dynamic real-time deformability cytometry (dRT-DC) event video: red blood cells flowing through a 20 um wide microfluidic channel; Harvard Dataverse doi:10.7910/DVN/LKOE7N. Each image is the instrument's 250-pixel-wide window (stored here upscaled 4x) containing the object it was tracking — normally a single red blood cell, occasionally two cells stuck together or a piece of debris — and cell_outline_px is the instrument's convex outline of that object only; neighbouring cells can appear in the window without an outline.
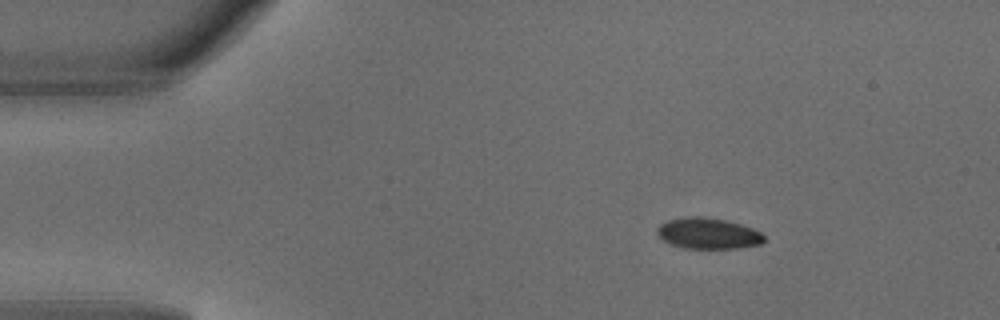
{"species": "common noctule bat (a hibernating species)", "species_latin": "Nyctalus noctula", "temperature_condition": "warm", "stored_images_in_passage": 4, "camera_frame_rate_fps": 3000, "um_per_image_px": 0.085, "animal": {"sex": "male", "body_mass_g": 18.8}, "frame": {"image": 1, "passage_image": 2, "time_ms": 0.333, "image_size_px": [1000, 320], "cell_outline_px": [[764, 240], [760, 244], [740, 248], [684, 248], [672, 244], [664, 240], [656, 232], [656, 228], [660, 224], [668, 220], [688, 216], [700, 216], [724, 220], [740, 224], [752, 228], [760, 232], [764, 236]], "centroid_in_image_um": [60.18, 19.84], "position_along_channel_um": 24.8, "area_um2": 19.13}}
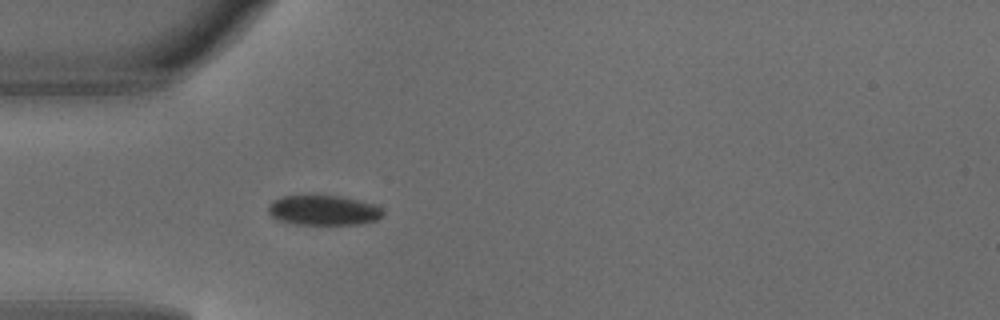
{"frame": {"image": 2, "passage_image": 4, "time_ms": 1.0, "image_size_px": [1000, 320], "cell_outline_px": [[384, 216], [376, 220], [360, 224], [296, 224], [276, 220], [268, 212], [268, 204], [272, 200], [284, 196], [340, 196], [376, 204], [384, 212]], "centroid_in_image_um": [27.5, 17.88], "position_along_channel_um": 57.5, "area_um2": 20.06}}